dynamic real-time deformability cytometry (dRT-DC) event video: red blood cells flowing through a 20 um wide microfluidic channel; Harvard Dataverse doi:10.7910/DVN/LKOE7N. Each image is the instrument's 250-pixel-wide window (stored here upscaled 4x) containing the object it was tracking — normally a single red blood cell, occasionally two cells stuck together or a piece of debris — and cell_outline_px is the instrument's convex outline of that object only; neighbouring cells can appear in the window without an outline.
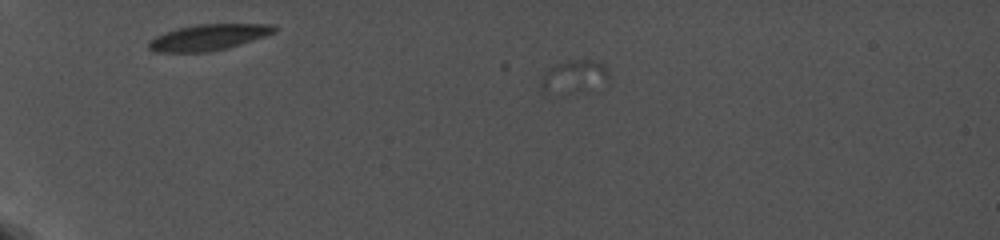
{"species": "common noctule bat (a hibernating species)", "species_latin": "Nyctalus noctula", "temperature_condition": "cold", "stored_images_in_passage": 3, "camera_frame_rate_fps": 5000, "um_per_image_px": 0.085, "animal": {"sex": "female", "body_mass_g": 19.0, "forearm_length_mm": 56.7}, "frame": {"image": 1, "passage_image": 1, "time_ms": 0.0, "image_size_px": [1000, 240], "cell_outline_px": [[612, 76], [608, 80], [544, 92], [540, 88], [540, 84], [544, 76], [556, 64], [572, 60], [592, 60], [604, 64]], "centroid_in_image_um": [48.82, 6.36], "position_along_channel_um": 36.2, "area_um2": 10.98}}